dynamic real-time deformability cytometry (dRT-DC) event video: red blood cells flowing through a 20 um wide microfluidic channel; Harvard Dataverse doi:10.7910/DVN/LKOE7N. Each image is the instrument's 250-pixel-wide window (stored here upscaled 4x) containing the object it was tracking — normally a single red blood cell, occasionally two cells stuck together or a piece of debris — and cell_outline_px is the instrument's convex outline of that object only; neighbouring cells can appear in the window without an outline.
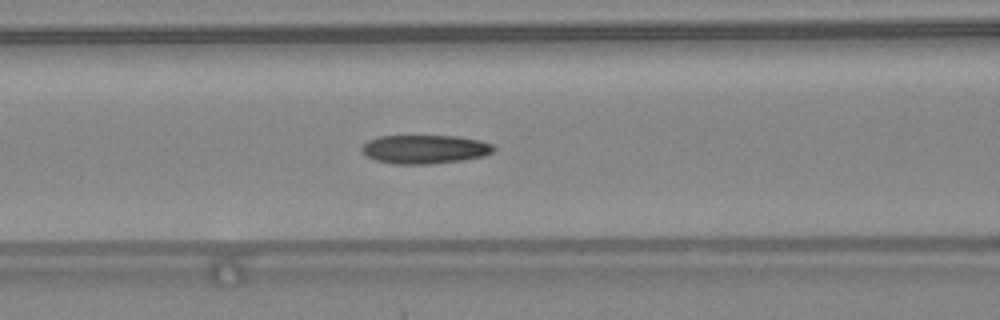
{"species": "common noctule bat (a hibernating species)", "species_latin": "Nyctalus noctula", "temperature_condition": "warm", "stored_images_in_passage": 48, "camera_frame_rate_fps": 3000, "um_per_image_px": 0.085, "animal": {"sex": "female", "body_mass_g": 24.6, "forearm_length_mm": 56.2}, "frame": {"image": 1, "passage_image": 21, "time_ms": 6.667, "image_size_px": [1000, 320], "cell_outline_px": [[496, 148], [492, 152], [484, 156], [464, 160], [432, 164], [396, 164], [376, 160], [368, 156], [360, 148], [368, 140], [380, 136], [456, 136], [480, 140], [492, 144]], "centroid_in_image_um": [36.14, 12.69], "position_along_channel_um": 130.5, "area_um2": 22.08}, "authors_computed_cell_mechanics": {"area_um2": 22.0218, "velocity_mm_per_s": 4.3689, "shape_relaxation_time_tau1_ms": null, "shape_relaxation_time_tau2_ms": 2.839, "deformation_change_tau1": null, "deformation_change_tau2": 0.1016}}